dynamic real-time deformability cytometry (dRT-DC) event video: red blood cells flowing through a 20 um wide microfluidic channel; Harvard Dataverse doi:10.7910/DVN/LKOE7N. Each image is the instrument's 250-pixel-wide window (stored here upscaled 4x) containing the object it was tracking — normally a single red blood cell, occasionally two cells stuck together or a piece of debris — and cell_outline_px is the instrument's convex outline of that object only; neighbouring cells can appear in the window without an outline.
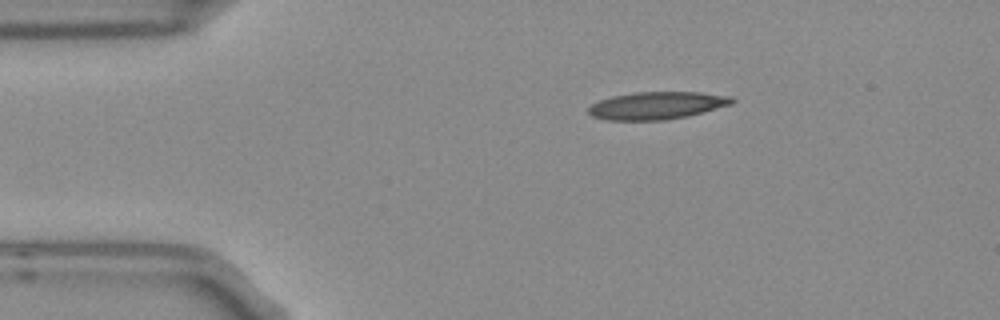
{"species": "Egyptian fruit bat (a non-hibernating species)", "species_latin": "Rousettus aegyptiacus", "temperature_condition": "room temperature", "stored_images_in_passage": 2, "camera_frame_rate_fps": 3000, "um_per_image_px": 0.085, "frame": {"image": 1, "passage_image": 1, "time_ms": 0.0, "image_size_px": [1000, 320], "cell_outline_px": [[736, 100], [732, 104], [688, 116], [664, 120], [608, 120], [592, 116], [588, 112], [588, 108], [592, 104], [600, 100], [612, 96], [636, 92], [700, 92], [732, 96]], "centroid_in_image_um": [55.86, 8.96], "position_along_channel_um": 29.1, "area_um2": 23.0}}